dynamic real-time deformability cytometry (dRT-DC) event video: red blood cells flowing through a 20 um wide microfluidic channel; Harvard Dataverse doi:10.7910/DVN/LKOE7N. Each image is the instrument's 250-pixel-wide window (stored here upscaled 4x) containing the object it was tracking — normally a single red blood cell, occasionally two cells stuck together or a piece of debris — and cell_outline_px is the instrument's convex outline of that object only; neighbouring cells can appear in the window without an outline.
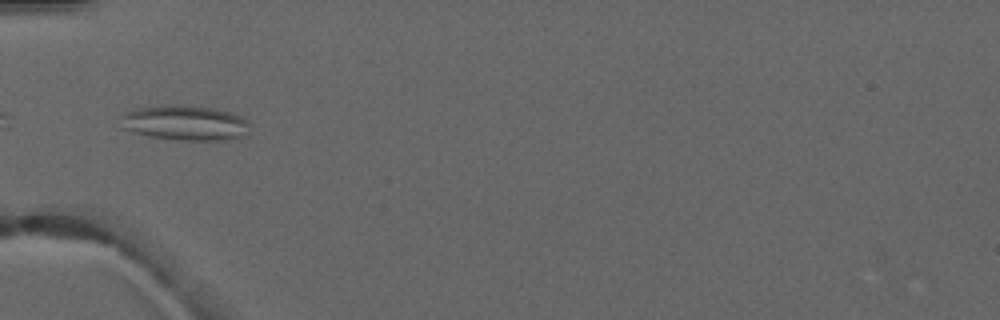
{"species": "common noctule bat (a hibernating species)", "species_latin": "Nyctalus noctula", "temperature_condition": "warm", "stored_images_in_passage": 5, "camera_frame_rate_fps": 3000, "um_per_image_px": 0.085, "animal": {"sex": "male", "forearm_length_mm": 52.5}, "frame": {"image": 1, "passage_image": 5, "time_ms": 4.667, "image_size_px": [1000, 320], "cell_outline_px": [[252, 124], [248, 136], [224, 140], [180, 140], [148, 136], [132, 132], [120, 128], [120, 116], [124, 112], [136, 108], [160, 104], [192, 104], [212, 108], [244, 116]], "centroid_in_image_um": [15.74, 10.43], "position_along_channel_um": 69.3, "area_um2": 27.46}}